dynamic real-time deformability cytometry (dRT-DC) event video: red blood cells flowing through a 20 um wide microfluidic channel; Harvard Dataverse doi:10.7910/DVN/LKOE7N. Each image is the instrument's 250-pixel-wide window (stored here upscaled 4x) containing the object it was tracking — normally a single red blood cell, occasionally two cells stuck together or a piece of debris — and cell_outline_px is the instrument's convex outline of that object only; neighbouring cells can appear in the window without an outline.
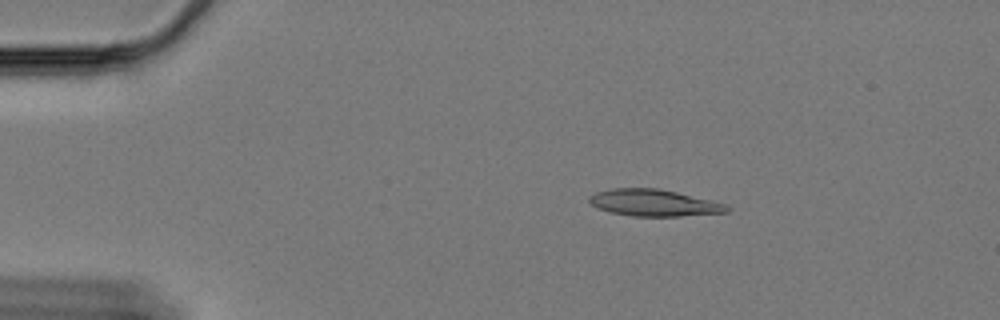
{"species": "Egyptian fruit bat (a non-hibernating species)", "species_latin": "Rousettus aegyptiacus", "temperature_condition": "cold", "stored_images_in_passage": 60, "camera_frame_rate_fps": 3000, "um_per_image_px": 0.085, "animal": {"sex": "female"}, "frame": {"image": 1, "passage_image": 11, "time_ms": 3.333, "image_size_px": [1000, 320], "cell_outline_px": [[728, 212], [680, 216], [632, 216], [612, 212], [596, 208], [588, 200], [588, 196], [596, 192], [608, 188], [660, 188], [712, 200], [728, 204]], "centroid_in_image_um": [55.57, 17.23], "position_along_channel_um": 29.4, "area_um2": 21.56}}
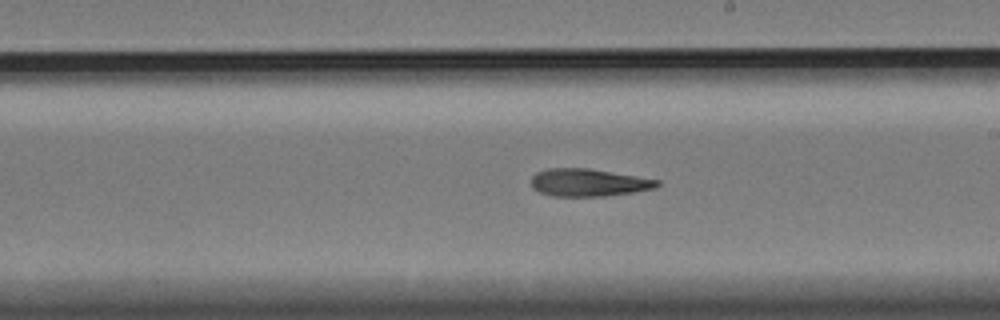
{"frame": {"image": 2, "passage_image": 35, "time_ms": 11.333, "image_size_px": [1000, 320], "cell_outline_px": [[660, 184], [656, 188], [632, 192], [604, 196], [552, 196], [540, 192], [532, 188], [532, 176], [536, 172], [548, 168], [588, 168], [660, 180]], "centroid_in_image_um": [50.01, 15.51], "position_along_channel_um": 239.0, "area_um2": 20.17}}
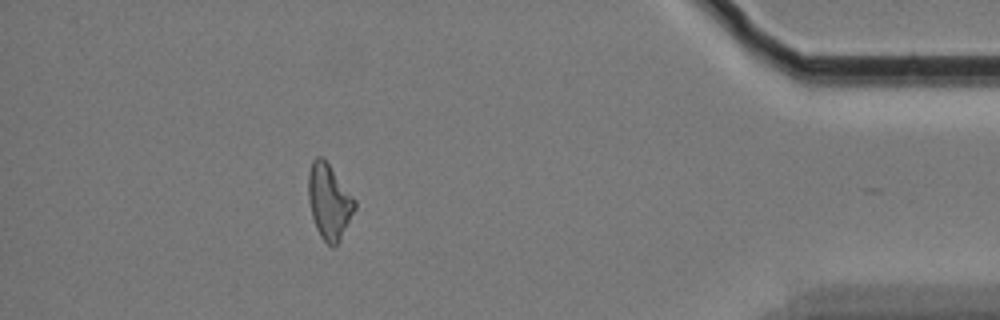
{"frame": {"image": 3, "passage_image": 54, "time_ms": 17.667, "image_size_px": [1000, 320], "cell_outline_px": [[356, 208], [340, 240], [332, 248], [320, 236], [316, 228], [312, 216], [308, 200], [308, 172], [312, 160], [316, 156], [320, 156], [328, 164], [356, 200]], "centroid_in_image_um": [27.96, 17.14], "position_along_channel_um": 407.2, "area_um2": 20.17}}